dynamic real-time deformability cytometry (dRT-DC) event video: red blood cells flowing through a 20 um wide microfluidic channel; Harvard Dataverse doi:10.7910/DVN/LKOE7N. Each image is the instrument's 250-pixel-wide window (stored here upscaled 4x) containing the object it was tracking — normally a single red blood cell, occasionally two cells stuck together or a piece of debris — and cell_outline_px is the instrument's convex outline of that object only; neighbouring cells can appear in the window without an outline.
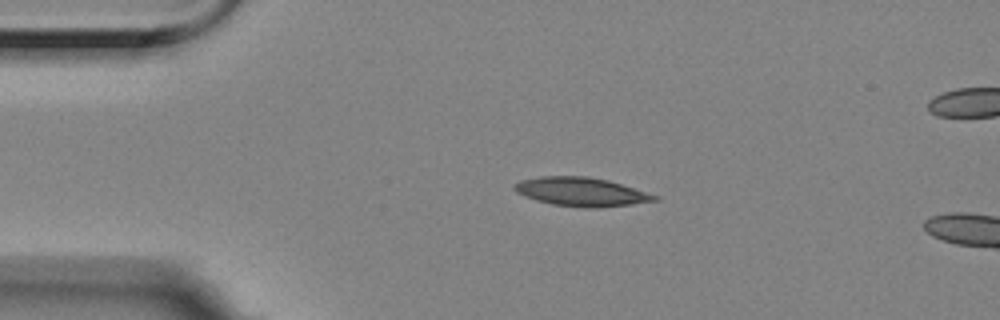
{"species": "Egyptian fruit bat (a non-hibernating species)", "species_latin": "Rousettus aegyptiacus", "temperature_condition": "room temperature", "stored_images_in_passage": 11, "camera_frame_rate_fps": 3000, "um_per_image_px": 0.085, "animal": {"sex": "female"}, "frame": {"image": 1, "passage_image": 7, "time_ms": 2.0, "image_size_px": [1000, 320], "cell_outline_px": [[660, 200], [632, 204], [600, 208], [584, 208], [552, 204], [536, 200], [516, 192], [512, 188], [512, 184], [520, 180], [540, 176], [588, 176], [608, 180], [660, 196]], "centroid_in_image_um": [49.41, 16.3], "position_along_channel_um": 35.6, "area_um2": 23.7}}